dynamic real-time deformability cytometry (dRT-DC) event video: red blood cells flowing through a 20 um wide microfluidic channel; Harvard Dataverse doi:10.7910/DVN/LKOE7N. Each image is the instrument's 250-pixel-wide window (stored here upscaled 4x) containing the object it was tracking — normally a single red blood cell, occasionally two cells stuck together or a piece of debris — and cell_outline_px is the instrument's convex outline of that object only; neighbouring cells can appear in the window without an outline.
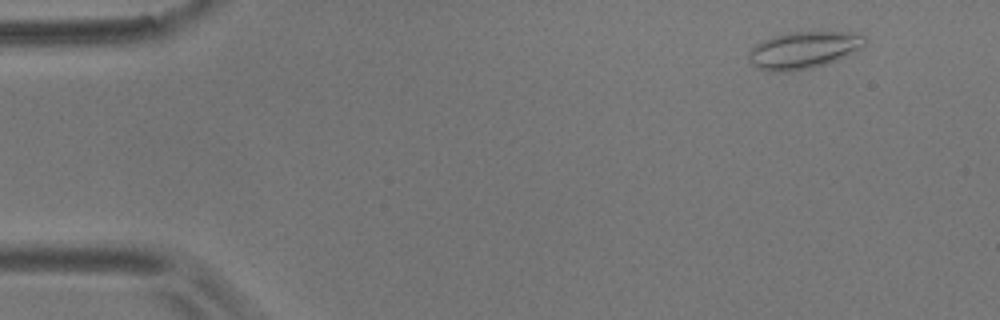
{"species": "common noctule bat (a hibernating species)", "species_latin": "Nyctalus noctula", "temperature_condition": "room temperature", "stored_images_in_passage": 5, "camera_frame_rate_fps": 3000, "um_per_image_px": 0.085, "animal": {"sex": "male", "body_mass_g": 17.9}, "frame": {"image": 1, "passage_image": 2, "time_ms": 1.0, "image_size_px": [1000, 320], "cell_outline_px": [[868, 40], [864, 44], [852, 52], [836, 60], [812, 68], [780, 72], [768, 72], [756, 68], [748, 60], [748, 52], [756, 44], [772, 36], [788, 32], [860, 32]], "centroid_in_image_um": [68.27, 4.25], "position_along_channel_um": 16.7, "area_um2": 25.09}}